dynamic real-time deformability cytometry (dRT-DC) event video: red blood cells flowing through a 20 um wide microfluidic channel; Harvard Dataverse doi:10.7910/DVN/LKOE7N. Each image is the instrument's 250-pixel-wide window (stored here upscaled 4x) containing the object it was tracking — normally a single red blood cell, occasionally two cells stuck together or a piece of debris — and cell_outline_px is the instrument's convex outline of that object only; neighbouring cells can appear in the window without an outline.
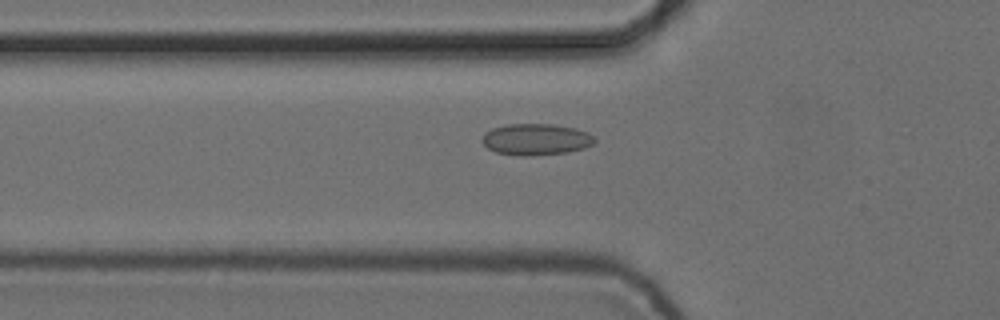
{"species": "common noctule bat (a hibernating species)", "species_latin": "Nyctalus noctula", "temperature_condition": "cold", "stored_images_in_passage": 6, "camera_frame_rate_fps": 3000, "um_per_image_px": 0.085, "animal": {"sex": "female", "body_mass_g": 24.6, "forearm_length_mm": 56.2}, "frame": {"image": 1, "passage_image": 6, "time_ms": 1.667, "image_size_px": [1000, 320], "cell_outline_px": [[596, 140], [592, 144], [584, 148], [568, 152], [532, 156], [516, 156], [496, 152], [488, 148], [480, 140], [484, 132], [492, 128], [508, 124], [552, 124], [576, 128], [588, 132]], "centroid_in_image_um": [45.53, 11.85], "position_along_channel_um": 80.3, "area_um2": 20.81}}